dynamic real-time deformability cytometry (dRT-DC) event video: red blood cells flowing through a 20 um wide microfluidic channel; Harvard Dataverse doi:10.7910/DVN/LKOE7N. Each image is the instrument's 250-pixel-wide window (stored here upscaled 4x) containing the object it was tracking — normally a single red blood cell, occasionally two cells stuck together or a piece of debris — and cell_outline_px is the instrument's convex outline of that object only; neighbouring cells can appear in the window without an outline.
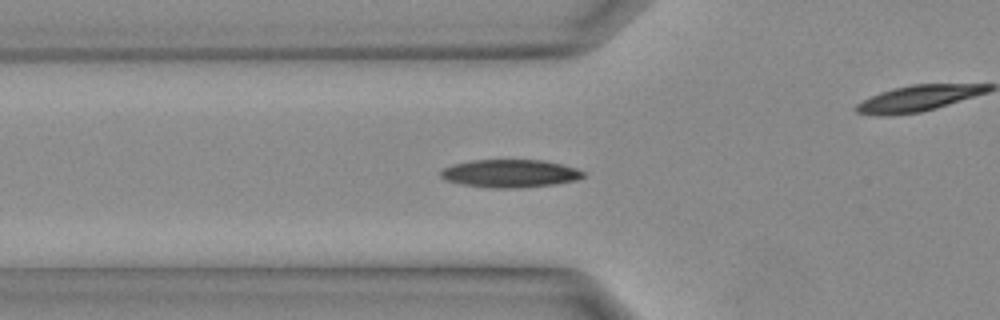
{"species": "Egyptian fruit bat (a non-hibernating species)", "species_latin": "Rousettus aegyptiacus", "temperature_condition": "warm", "stored_images_in_passage": 27, "camera_frame_rate_fps": 3000, "um_per_image_px": 0.085, "animal": {"sex": "female"}, "frame": {"image": 1, "passage_image": 5, "time_ms": 1.333, "image_size_px": [1000, 320], "cell_outline_px": [[584, 176], [576, 180], [556, 184], [516, 188], [488, 188], [460, 184], [444, 180], [440, 176], [440, 172], [444, 168], [452, 164], [472, 160], [544, 160], [576, 168], [584, 172]], "centroid_in_image_um": [43.32, 14.75], "position_along_channel_um": 82.5, "area_um2": 23.29}}